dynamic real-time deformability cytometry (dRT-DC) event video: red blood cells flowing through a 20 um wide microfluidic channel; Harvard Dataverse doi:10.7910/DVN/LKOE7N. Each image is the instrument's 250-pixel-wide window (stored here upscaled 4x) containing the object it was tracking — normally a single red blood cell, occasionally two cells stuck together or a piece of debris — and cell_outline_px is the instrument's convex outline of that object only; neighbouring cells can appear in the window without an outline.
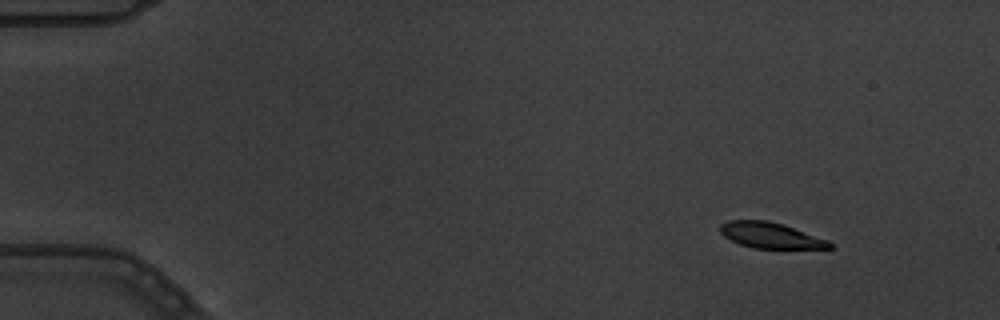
{"species": "common noctule bat (a hibernating species)", "species_latin": "Nyctalus noctula", "temperature_condition": "warm", "stored_images_in_passage": 9, "camera_frame_rate_fps": 3000, "um_per_image_px": 0.085, "animal": {"sex": "male", "body_mass_g": 19.5, "forearm_length_mm": 54.6}, "frame": {"image": 1, "passage_image": 1, "time_ms": 0.0, "image_size_px": [1000, 320], "cell_outline_px": [[832, 248], [752, 248], [740, 244], [724, 236], [720, 232], [720, 224], [728, 220], [768, 220], [828, 240], [832, 244]], "centroid_in_image_um": [65.44, 20.0], "position_along_channel_um": 19.6, "area_um2": 16.07}}
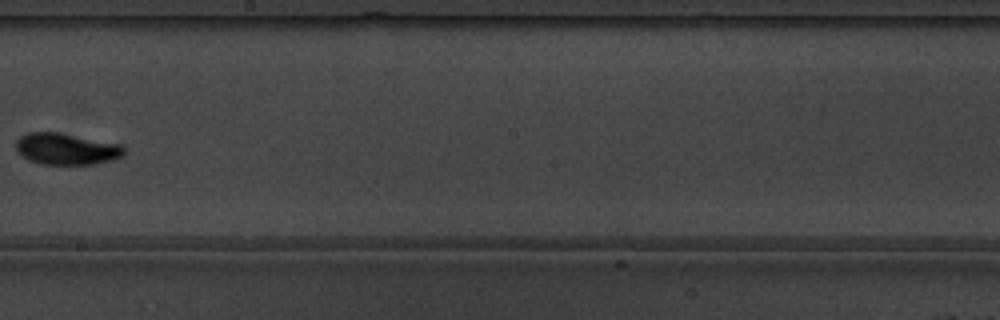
{"frame": {"image": 2, "passage_image": 8, "time_ms": 2.333, "image_size_px": [1000, 320], "cell_outline_px": [[124, 156], [112, 160], [92, 164], [44, 164], [28, 160], [16, 152], [16, 140], [20, 136], [28, 132], [60, 132], [124, 144]], "centroid_in_image_um": [5.66, 12.64], "position_along_channel_um": 242.5, "area_um2": 20.17}}